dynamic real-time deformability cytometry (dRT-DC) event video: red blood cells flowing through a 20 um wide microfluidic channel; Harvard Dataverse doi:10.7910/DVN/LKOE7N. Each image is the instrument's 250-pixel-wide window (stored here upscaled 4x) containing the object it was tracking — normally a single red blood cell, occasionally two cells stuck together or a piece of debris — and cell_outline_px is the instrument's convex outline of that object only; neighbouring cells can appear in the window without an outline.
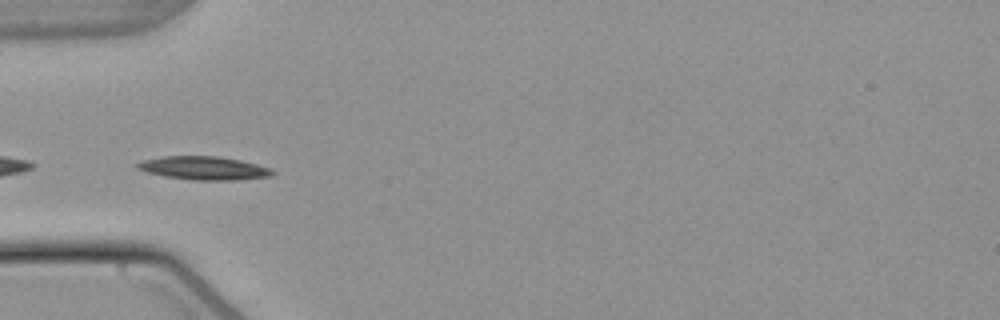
{"species": "common noctule bat (a hibernating species)", "species_latin": "Nyctalus noctula", "temperature_condition": "warm", "stored_images_in_passage": 38, "camera_frame_rate_fps": 3000, "um_per_image_px": 0.085, "animal": {"sex": "male", "body_mass_g": 21.5, "forearm_length_mm": 52.0}, "frame": {"image": 1, "passage_image": 1, "time_ms": 0.0, "image_size_px": [1000, 320], "cell_outline_px": [[276, 172], [272, 176], [236, 180], [192, 180], [164, 176], [148, 172], [136, 168], [132, 164], [144, 160], [164, 156], [220, 156], [240, 160], [272, 168]], "centroid_in_image_um": [17.34, 14.29], "position_along_channel_um": 67.7, "area_um2": 18.55}}
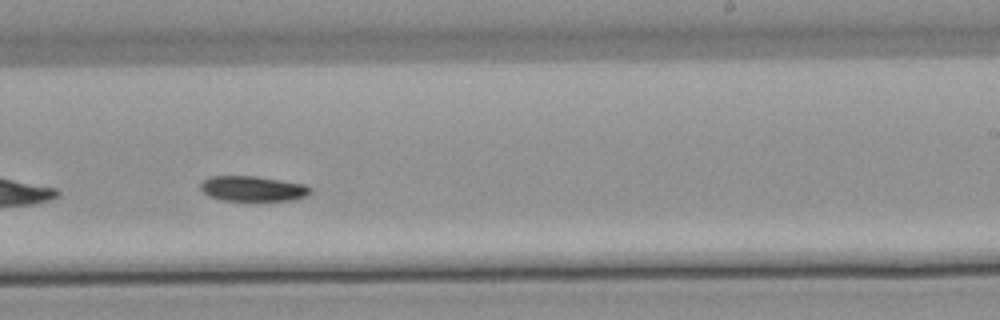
{"frame": {"image": 2, "passage_image": 17, "time_ms": 5.333, "image_size_px": [1000, 320], "cell_outline_px": [[312, 192], [308, 196], [296, 200], [224, 200], [208, 196], [200, 188], [200, 184], [208, 176], [256, 176], [304, 184], [312, 188]], "centroid_in_image_um": [21.52, 16.03], "position_along_channel_um": 267.5, "area_um2": 16.18}}
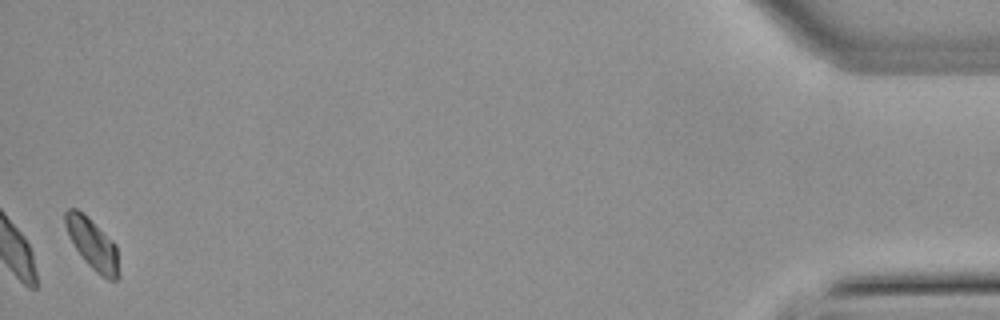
{"frame": {"image": 3, "passage_image": 37, "time_ms": 12.0, "image_size_px": [1000, 320], "cell_outline_px": [[120, 276], [116, 280], [108, 280], [100, 276], [84, 260], [68, 236], [64, 224], [64, 212], [68, 208], [76, 208], [112, 240], [116, 244], [120, 272]], "centroid_in_image_um": [7.87, 20.78], "position_along_channel_um": 427.3, "area_um2": 15.78}, "authors_computed_cell_mechanics": {"area_um2": 16.473, "velocity_mm_per_s": 3.7704, "shape_relaxation_time_tau1_ms": 2.7221, "shape_relaxation_time_tau2_ms": null, "deformation_change_tau1": 0.1126, "deformation_change_tau2": null}}